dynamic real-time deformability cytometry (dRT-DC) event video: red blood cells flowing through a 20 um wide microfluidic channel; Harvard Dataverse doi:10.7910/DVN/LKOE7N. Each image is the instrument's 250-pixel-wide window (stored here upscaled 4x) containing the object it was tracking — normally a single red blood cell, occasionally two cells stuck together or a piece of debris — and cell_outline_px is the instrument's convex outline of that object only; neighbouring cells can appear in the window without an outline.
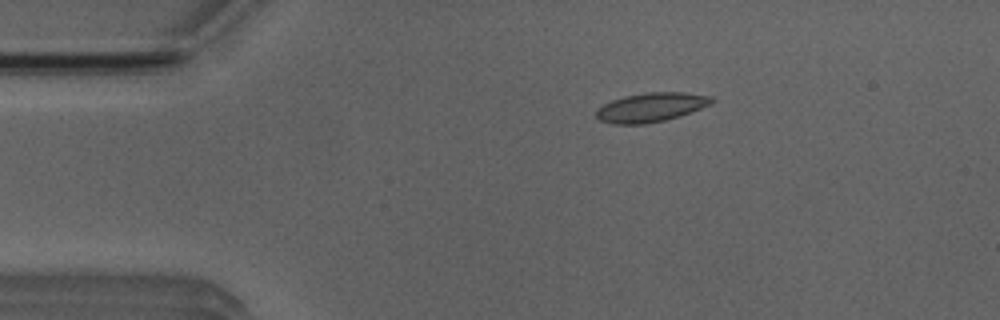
{"species": "Egyptian fruit bat (a non-hibernating species)", "species_latin": "Rousettus aegyptiacus", "temperature_condition": "room temperature", "stored_images_in_passage": 4, "camera_frame_rate_fps": 3000, "um_per_image_px": 0.085, "animal": {"sex": "male"}, "frame": {"image": 1, "passage_image": 2, "time_ms": 1.0, "image_size_px": [1000, 320], "cell_outline_px": [[716, 100], [712, 104], [680, 116], [664, 120], [644, 124], [612, 124], [600, 120], [596, 116], [596, 108], [612, 100], [624, 96], [644, 92], [684, 92], [712, 96]], "centroid_in_image_um": [55.35, 9.11], "position_along_channel_um": 29.6, "area_um2": 19.77}}